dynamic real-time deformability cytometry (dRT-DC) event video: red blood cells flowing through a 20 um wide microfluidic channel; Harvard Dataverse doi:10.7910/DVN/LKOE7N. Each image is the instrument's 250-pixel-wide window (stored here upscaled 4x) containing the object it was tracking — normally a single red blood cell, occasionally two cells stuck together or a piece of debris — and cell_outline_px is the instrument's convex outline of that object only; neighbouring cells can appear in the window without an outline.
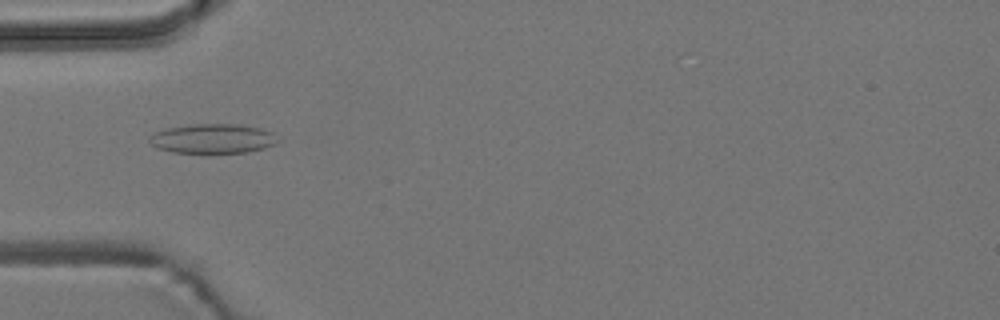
{"species": "common noctule bat (a hibernating species)", "species_latin": "Nyctalus noctula", "temperature_condition": "room temperature", "stored_images_in_passage": 5, "camera_frame_rate_fps": 3000, "um_per_image_px": 0.085, "animal": {"sex": "male", "body_mass_g": 19.2, "forearm_length_mm": 51.8}, "frame": {"image": 1, "passage_image": 5, "time_ms": 5.667, "image_size_px": [1000, 320], "cell_outline_px": [[280, 140], [276, 144], [264, 148], [248, 152], [172, 152], [156, 148], [148, 140], [148, 136], [152, 132], [164, 128], [192, 124], [240, 124], [260, 128], [272, 132]], "centroid_in_image_um": [18.06, 11.77], "position_along_channel_um": 66.9, "area_um2": 22.25}}